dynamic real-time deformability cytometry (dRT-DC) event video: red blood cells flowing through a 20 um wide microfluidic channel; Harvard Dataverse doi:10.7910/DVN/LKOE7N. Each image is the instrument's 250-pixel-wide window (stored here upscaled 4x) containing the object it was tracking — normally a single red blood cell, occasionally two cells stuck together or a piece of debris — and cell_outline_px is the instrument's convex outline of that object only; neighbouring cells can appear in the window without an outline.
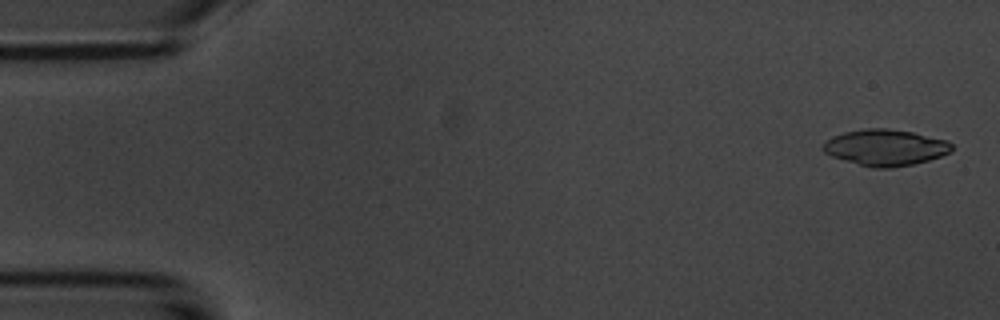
{"species": "common noctule bat (a hibernating species)", "species_latin": "Nyctalus noctula", "temperature_condition": "room temperature", "stored_images_in_passage": 36, "camera_frame_rate_fps": 3000, "um_per_image_px": 0.085, "animal": {"sex": "male", "body_mass_g": 20.1, "forearm_length_mm": 53.5}, "frame": {"image": 1, "passage_image": 2, "time_ms": 0.333, "image_size_px": [1000, 320], "cell_outline_px": [[952, 152], [928, 160], [912, 164], [892, 168], [876, 168], [844, 160], [832, 156], [824, 152], [820, 148], [832, 136], [844, 132], [868, 128], [888, 128], [912, 132], [948, 140], [952, 144]], "centroid_in_image_um": [75.27, 12.53], "position_along_channel_um": 9.7, "area_um2": 27.05}}